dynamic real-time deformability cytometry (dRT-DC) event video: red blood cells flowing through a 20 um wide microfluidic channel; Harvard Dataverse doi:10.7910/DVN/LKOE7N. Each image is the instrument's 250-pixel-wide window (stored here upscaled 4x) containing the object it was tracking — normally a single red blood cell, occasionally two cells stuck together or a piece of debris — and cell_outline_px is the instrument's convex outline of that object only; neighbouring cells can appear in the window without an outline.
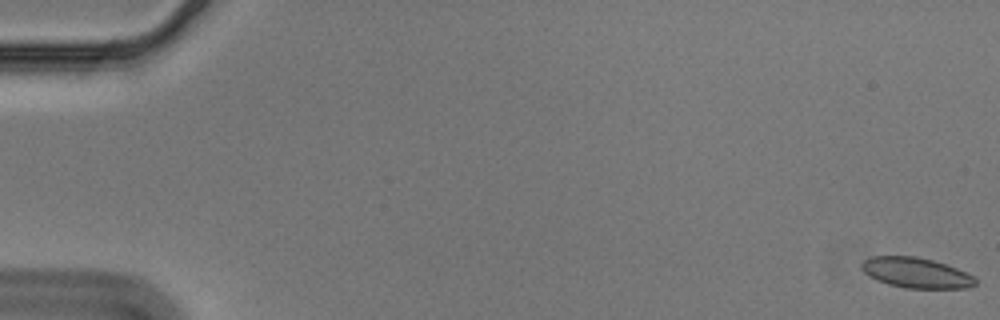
{"species": "Egyptian fruit bat (a non-hibernating species)", "species_latin": "Rousettus aegyptiacus", "temperature_condition": "cold", "stored_images_in_passage": 57, "camera_frame_rate_fps": 3000, "um_per_image_px": 0.085, "animal": {"sex": "male"}, "frame": {"image": 1, "passage_image": 1, "time_ms": 0.0, "image_size_px": [1000, 320], "cell_outline_px": [[976, 284], [968, 288], [904, 288], [888, 284], [876, 280], [868, 276], [860, 268], [860, 264], [864, 260], [872, 256], [916, 256], [932, 260], [956, 268], [976, 276]], "centroid_in_image_um": [77.85, 23.19], "position_along_channel_um": 7.1, "area_um2": 20.23}}
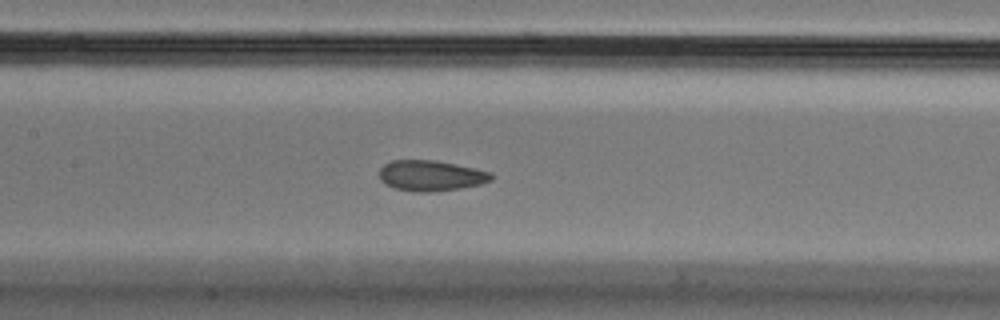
{"frame": {"image": 2, "passage_image": 28, "time_ms": 9.0, "image_size_px": [1000, 320], "cell_outline_px": [[496, 176], [492, 180], [480, 184], [460, 188], [428, 192], [420, 192], [396, 188], [384, 184], [380, 180], [380, 168], [384, 164], [392, 160], [436, 160], [476, 168], [492, 172]], "centroid_in_image_um": [36.66, 14.92], "position_along_channel_um": 170.7, "area_um2": 20.06}}
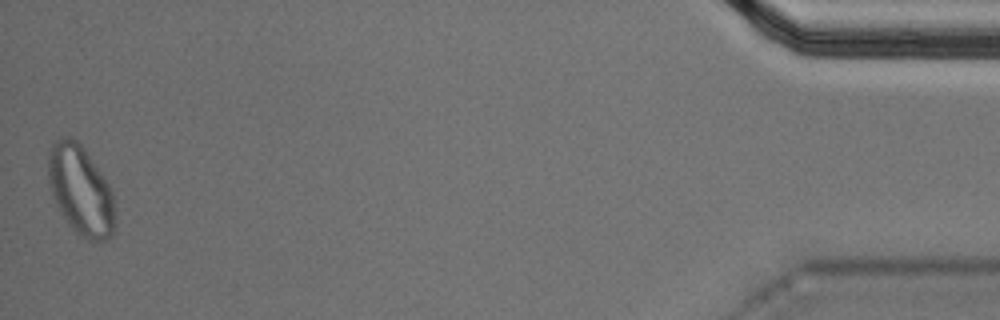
{"frame": {"image": 3, "passage_image": 57, "time_ms": 18.667, "image_size_px": [1000, 320], "cell_outline_px": [[116, 224], [112, 236], [108, 240], [88, 240], [80, 236], [68, 224], [60, 212], [52, 196], [48, 184], [48, 152], [52, 144], [60, 136], [72, 136], [80, 144], [112, 188], [116, 208]], "centroid_in_image_um": [6.87, 16.2], "position_along_channel_um": 428.3, "area_um2": 35.43}, "authors_computed_cell_mechanics": {"area_um2": 20.519, "velocity_mm_per_s": 3.5486, "shape_relaxation_time_tau1_ms": null, "shape_relaxation_time_tau2_ms": 1.7238, "deformation_change_tau1": null, "deformation_change_tau2": 0.0812}}